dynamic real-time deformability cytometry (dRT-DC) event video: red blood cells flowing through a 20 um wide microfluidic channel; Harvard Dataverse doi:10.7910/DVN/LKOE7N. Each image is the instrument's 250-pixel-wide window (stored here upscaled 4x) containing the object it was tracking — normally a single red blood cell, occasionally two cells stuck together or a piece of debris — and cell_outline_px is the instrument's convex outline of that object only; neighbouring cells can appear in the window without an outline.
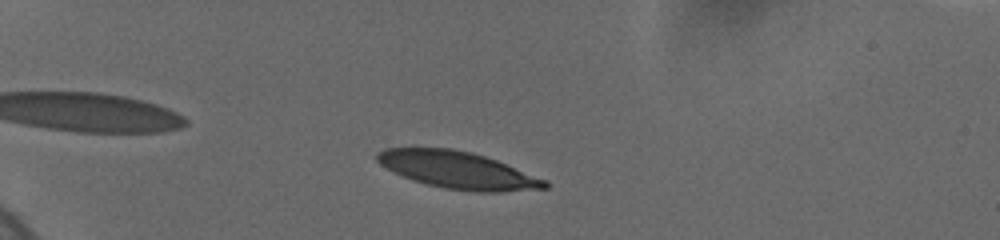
{"species": "human", "species_latin": "Homo sapiens", "temperature_condition": "cold", "stored_images_in_passage": 66, "camera_frame_rate_fps": 3000, "um_per_image_px": 0.085, "donor": {"sex": "female"}, "frame": {"image": 1, "passage_image": 10, "time_ms": 2.0, "image_size_px": [1000, 240], "cell_outline_px": [[548, 188], [500, 192], [476, 192], [444, 188], [412, 180], [380, 164], [376, 160], [376, 152], [384, 148], [452, 148], [472, 152], [496, 160], [548, 180]], "centroid_in_image_um": [38.93, 14.45], "position_along_channel_um": 46.1, "area_um2": 36.13}}
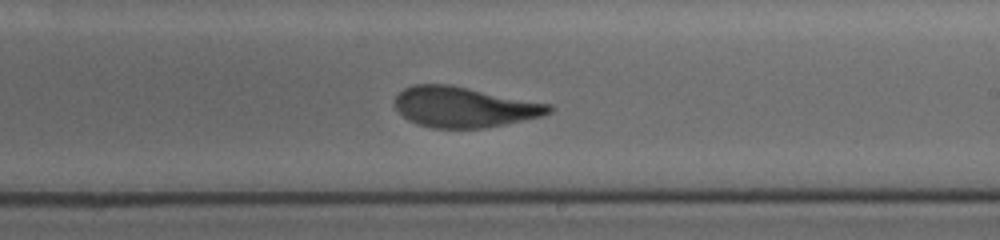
{"frame": {"image": 2, "passage_image": 39, "time_ms": 9.0, "image_size_px": [1000, 240], "cell_outline_px": [[556, 108], [552, 112], [540, 116], [504, 124], [484, 128], [432, 128], [416, 124], [408, 120], [396, 108], [396, 96], [404, 88], [412, 84], [448, 84], [552, 104]], "centroid_in_image_um": [39.46, 9.09], "position_along_channel_um": 249.5, "area_um2": 36.24}}
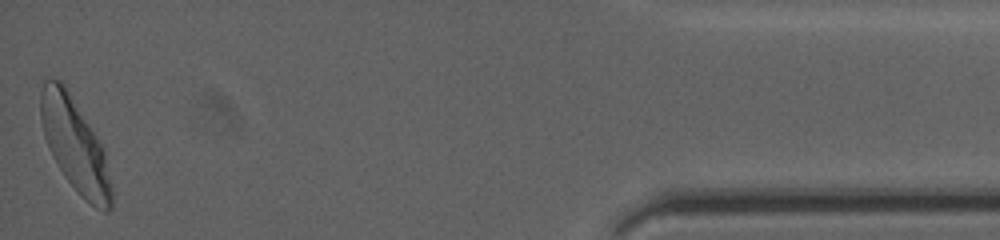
{"frame": {"image": 3, "passage_image": 66, "time_ms": 15.667, "image_size_px": [1000, 240], "cell_outline_px": [[112, 208], [108, 212], [104, 212], [96, 208], [80, 196], [64, 176], [48, 148], [44, 136], [40, 116], [40, 92], [44, 80], [60, 80], [64, 84], [104, 148], [112, 184]], "centroid_in_image_um": [6.38, 12.38], "position_along_channel_um": 428.8, "area_um2": 38.44}, "authors_computed_cell_mechanics": {"area_um2": 37.281, "velocity_mm_per_s": 3.6714, "shape_relaxation_time_tau1_ms": 4.5757, "shape_relaxation_time_tau2_ms": 1.1557, "deformation_change_tau1": 0.1827, "deformation_change_tau2": 0.0804}}